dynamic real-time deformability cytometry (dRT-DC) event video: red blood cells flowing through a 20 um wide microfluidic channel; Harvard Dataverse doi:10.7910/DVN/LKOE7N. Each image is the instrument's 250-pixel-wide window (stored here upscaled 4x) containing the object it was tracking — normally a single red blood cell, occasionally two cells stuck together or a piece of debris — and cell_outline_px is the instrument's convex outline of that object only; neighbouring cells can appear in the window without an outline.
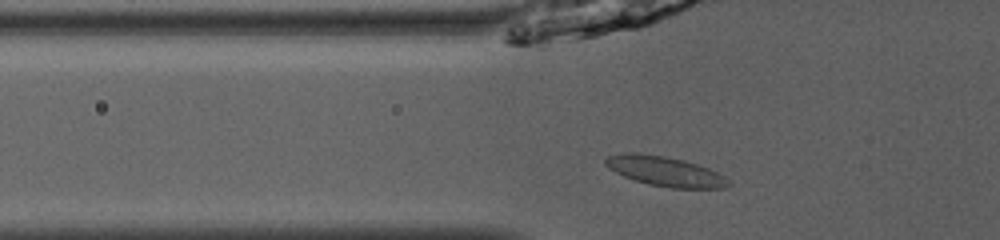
{"species": "common noctule bat (a hibernating species)", "species_latin": "Nyctalus noctula", "temperature_condition": "room temperature", "stored_images_in_passage": 37, "camera_frame_rate_fps": 3000, "um_per_image_px": 0.085, "animal": {"sex": "male", "body_mass_g": 13.0, "forearm_length_mm": 53.1}, "frame": {"image": 1, "passage_image": 5, "time_ms": 1.333, "image_size_px": [1000, 240], "cell_outline_px": [[732, 184], [728, 188], [672, 188], [648, 184], [624, 176], [608, 168], [604, 164], [604, 160], [608, 156], [624, 152], [640, 152], [664, 156], [684, 160], [708, 168], [724, 176]], "centroid_in_image_um": [56.52, 14.55], "position_along_channel_um": 69.3, "area_um2": 21.39}}
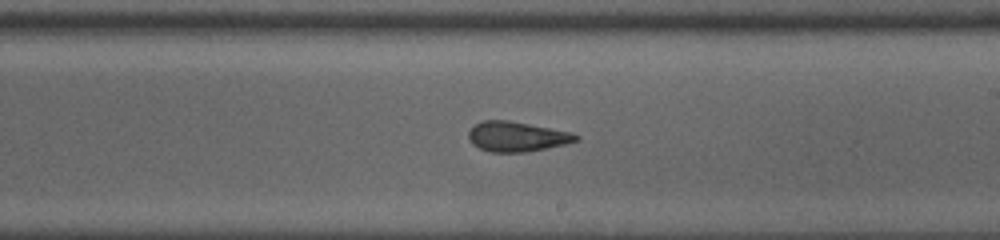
{"frame": {"image": 2, "passage_image": 18, "time_ms": 5.667, "image_size_px": [1000, 240], "cell_outline_px": [[580, 140], [564, 144], [524, 152], [488, 152], [472, 144], [468, 136], [468, 132], [476, 124], [484, 120], [508, 120], [572, 132], [580, 136]], "centroid_in_image_um": [43.93, 11.61], "position_along_channel_um": 245.1, "area_um2": 18.61}}
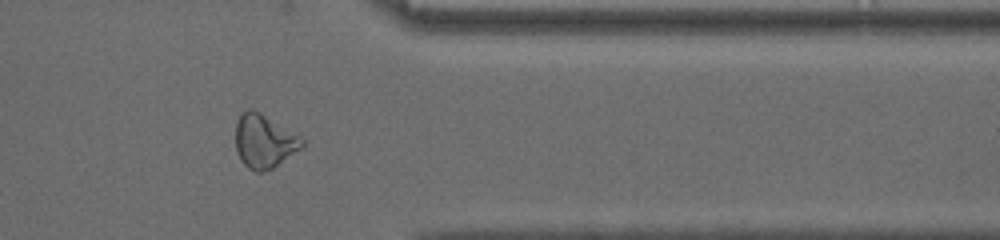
{"frame": {"image": 3, "passage_image": 29, "time_ms": 9.333, "image_size_px": [1000, 240], "cell_outline_px": [[304, 148], [272, 168], [264, 172], [256, 172], [248, 168], [240, 160], [236, 152], [236, 124], [240, 116], [248, 108], [252, 108], [260, 112], [300, 136], [304, 140]], "centroid_in_image_um": [22.46, 12.02], "position_along_channel_um": 388.9, "area_um2": 20.87}, "authors_computed_cell_mechanics": {"area_um2": 19.5942, "velocity_mm_per_s": 4.0699, "shape_relaxation_time_tau1_ms": 4.7627, "shape_relaxation_time_tau2_ms": 1.2449, "deformation_change_tau1": 0.1131, "deformation_change_tau2": 0.0742}}